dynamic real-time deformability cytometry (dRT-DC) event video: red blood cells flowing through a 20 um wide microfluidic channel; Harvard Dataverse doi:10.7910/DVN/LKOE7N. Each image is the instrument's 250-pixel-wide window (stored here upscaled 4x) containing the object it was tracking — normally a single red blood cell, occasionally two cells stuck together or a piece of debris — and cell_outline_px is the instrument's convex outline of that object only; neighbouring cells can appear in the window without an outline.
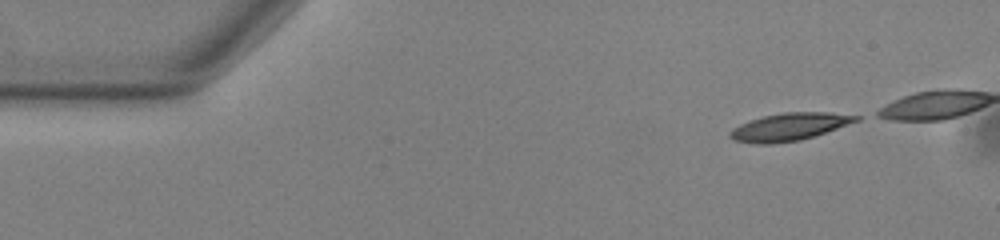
{"species": "common noctule bat (a hibernating species)", "species_latin": "Nyctalus noctula", "temperature_condition": "warm", "stored_images_in_passage": 40, "camera_frame_rate_fps": 3000, "um_per_image_px": 0.085, "animal": {"sex": "male", "body_mass_g": 13.0, "forearm_length_mm": 53.1}, "frame": {"image": 1, "passage_image": 1, "time_ms": 0.0, "image_size_px": [1000, 240], "cell_outline_px": [[860, 120], [800, 140], [772, 144], [756, 144], [732, 140], [728, 136], [728, 132], [732, 128], [740, 124], [764, 116], [784, 112], [832, 112], [860, 116]], "centroid_in_image_um": [67.04, 10.78], "position_along_channel_um": 18.0, "area_um2": 20.11}}
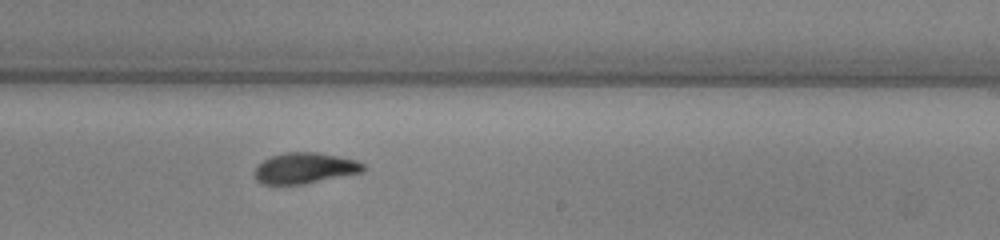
{"frame": {"image": 2, "passage_image": 28, "time_ms": 9.0, "image_size_px": [1000, 240], "cell_outline_px": [[364, 172], [304, 184], [260, 184], [256, 180], [256, 168], [264, 160], [272, 156], [288, 152], [316, 152], [356, 160], [364, 164]], "centroid_in_image_um": [25.93, 14.3], "position_along_channel_um": 263.1, "area_um2": 19.31}}
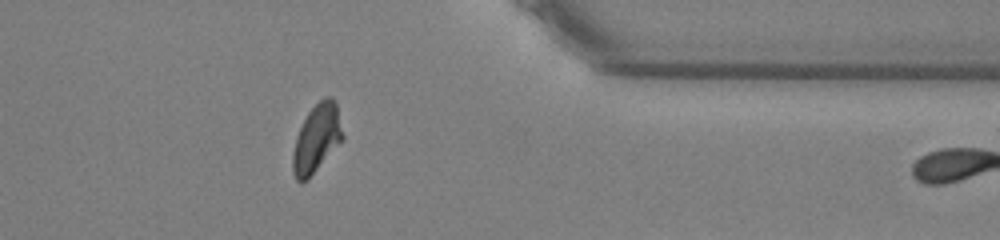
{"frame": {"image": 3, "passage_image": 39, "time_ms": 12.667, "image_size_px": [1000, 240], "cell_outline_px": [[344, 140], [308, 180], [300, 184], [296, 180], [292, 172], [292, 152], [296, 136], [308, 112], [324, 96], [332, 96], [336, 104], [344, 136]], "centroid_in_image_um": [26.91, 11.82], "position_along_channel_um": 384.5, "area_um2": 20.17}}